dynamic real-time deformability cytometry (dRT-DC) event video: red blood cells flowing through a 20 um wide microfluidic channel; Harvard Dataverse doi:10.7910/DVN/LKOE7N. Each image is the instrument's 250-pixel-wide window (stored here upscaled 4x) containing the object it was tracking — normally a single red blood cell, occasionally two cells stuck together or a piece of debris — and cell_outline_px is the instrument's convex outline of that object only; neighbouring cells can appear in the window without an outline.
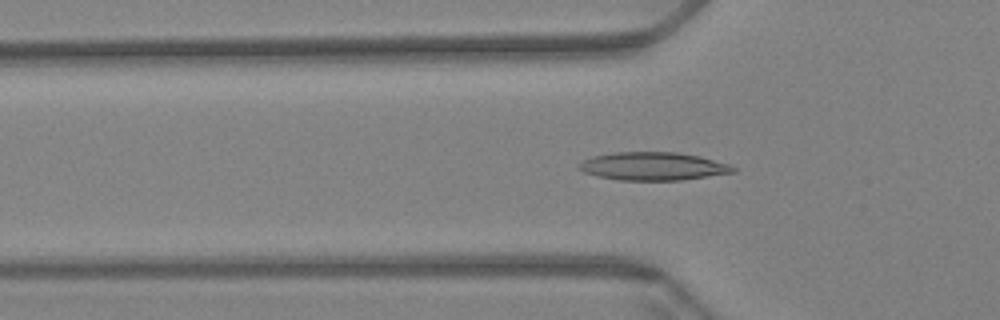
{"species": "Egyptian fruit bat (a non-hibernating species)", "species_latin": "Rousettus aegyptiacus", "temperature_condition": "warm", "stored_images_in_passage": 55, "camera_frame_rate_fps": 3000, "um_per_image_px": 0.085, "animal": {"sex": "female"}, "frame": {"image": 1, "passage_image": 15, "time_ms": 4.667, "image_size_px": [1000, 320], "cell_outline_px": [[736, 172], [680, 180], [616, 180], [596, 176], [584, 172], [580, 168], [580, 164], [584, 160], [592, 156], [616, 152], [676, 152], [700, 156], [728, 164], [736, 168]], "centroid_in_image_um": [55.52, 14.13], "position_along_channel_um": 70.3, "area_um2": 25.09}}
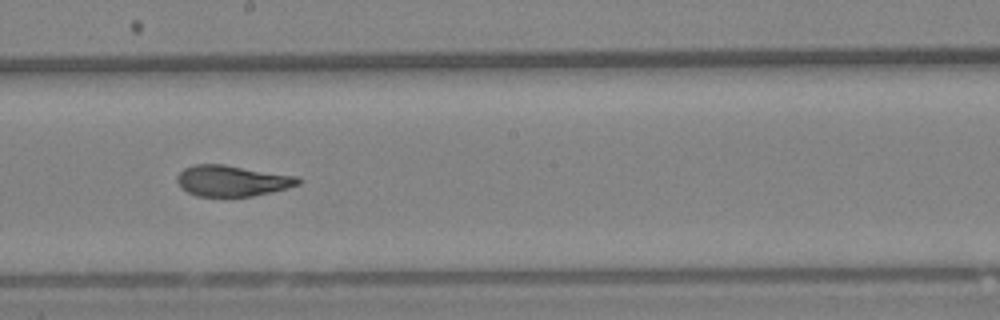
{"frame": {"image": 2, "passage_image": 29, "time_ms": 9.333, "image_size_px": [1000, 320], "cell_outline_px": [[300, 184], [252, 196], [196, 196], [180, 188], [176, 180], [176, 176], [184, 168], [196, 164], [224, 164], [296, 176], [300, 180]], "centroid_in_image_um": [19.66, 15.36], "position_along_channel_um": 228.5, "area_um2": 21.62}}
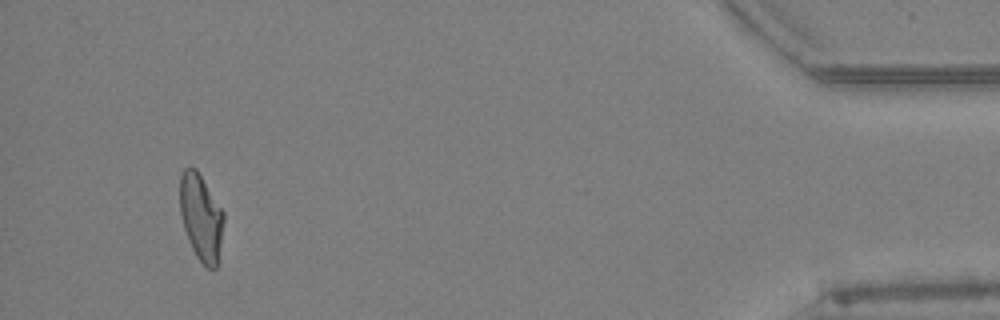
{"frame": {"image": 3, "passage_image": 52, "time_ms": 17.0, "image_size_px": [1000, 320], "cell_outline_px": [[224, 220], [216, 268], [208, 268], [196, 256], [188, 240], [184, 228], [180, 212], [180, 176], [184, 168], [196, 168], [224, 212]], "centroid_in_image_um": [17.08, 18.44], "position_along_channel_um": 418.1, "area_um2": 21.79}, "authors_computed_cell_mechanics": {"area_um2": 22.7732, "velocity_mm_per_s": 3.3955, "shape_relaxation_time_tau1_ms": null, "shape_relaxation_time_tau2_ms": 1.2686, "deformation_change_tau1": null, "deformation_change_tau2": 0.0751}}